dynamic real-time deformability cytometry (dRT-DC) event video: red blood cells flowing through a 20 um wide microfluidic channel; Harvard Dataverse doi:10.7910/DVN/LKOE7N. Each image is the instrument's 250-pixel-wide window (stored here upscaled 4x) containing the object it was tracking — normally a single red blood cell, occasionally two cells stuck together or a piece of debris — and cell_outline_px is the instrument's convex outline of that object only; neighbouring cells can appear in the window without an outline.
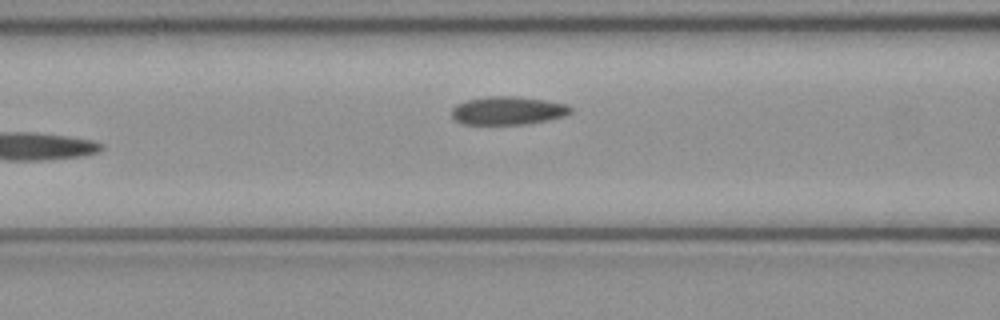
{"species": "common noctule bat (a hibernating species)", "species_latin": "Nyctalus noctula", "temperature_condition": "cold", "stored_images_in_passage": 7, "camera_frame_rate_fps": 3000, "um_per_image_px": 0.085, "animal": {"sex": "female", "body_mass_g": 21.9}, "frame": {"image": 1, "passage_image": 7, "time_ms": 2.0, "image_size_px": [1000, 320], "cell_outline_px": [[572, 112], [564, 116], [548, 120], [524, 124], [464, 124], [456, 120], [452, 116], [452, 108], [456, 104], [468, 100], [488, 96], [516, 96], [544, 100], [568, 104], [572, 108]], "centroid_in_image_um": [43.19, 9.4], "position_along_channel_um": 123.4, "area_um2": 19.54}}